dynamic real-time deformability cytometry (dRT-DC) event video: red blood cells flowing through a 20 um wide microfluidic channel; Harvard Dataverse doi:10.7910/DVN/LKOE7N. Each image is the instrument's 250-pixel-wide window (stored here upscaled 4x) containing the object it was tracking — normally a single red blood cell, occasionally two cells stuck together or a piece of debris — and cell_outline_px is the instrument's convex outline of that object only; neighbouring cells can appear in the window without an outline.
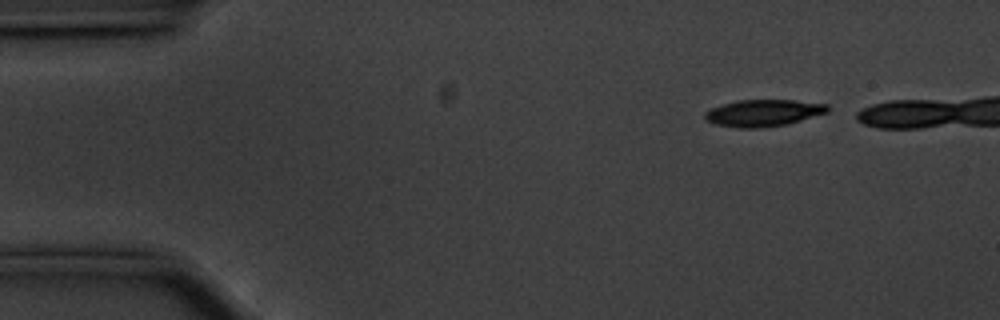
{"species": "common noctule bat (a hibernating species)", "species_latin": "Nyctalus noctula", "temperature_condition": "cold", "stored_images_in_passage": 42, "camera_frame_rate_fps": 3000, "um_per_image_px": 0.085, "animal": {"sex": "male", "body_mass_g": 20.1, "forearm_length_mm": 53.5}, "frame": {"image": 1, "passage_image": 3, "time_ms": 0.667, "image_size_px": [1000, 320], "cell_outline_px": [[828, 112], [788, 124], [760, 128], [736, 128], [716, 124], [708, 120], [704, 116], [704, 112], [712, 108], [736, 100], [792, 100], [828, 104]], "centroid_in_image_um": [64.89, 9.6], "position_along_channel_um": 20.1, "area_um2": 19.07}}
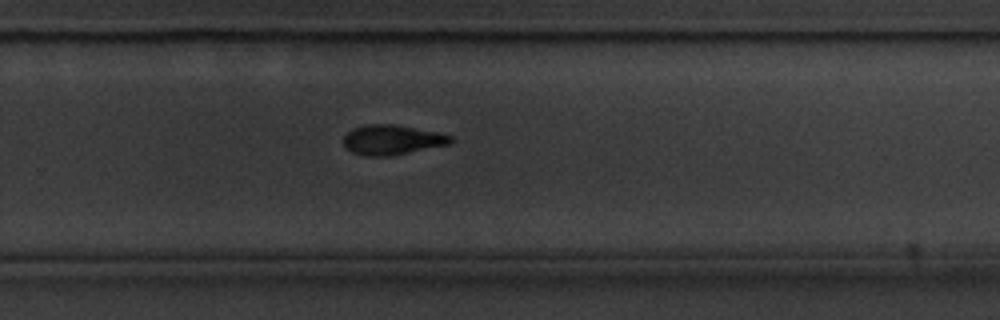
{"frame": {"image": 2, "passage_image": 33, "time_ms": 10.667, "image_size_px": [1000, 320], "cell_outline_px": [[456, 140], [452, 144], [388, 156], [364, 156], [352, 152], [344, 148], [344, 136], [352, 128], [364, 124], [392, 124], [436, 132], [452, 136]], "centroid_in_image_um": [33.32, 11.89], "position_along_channel_um": 296.5, "area_um2": 18.73}}
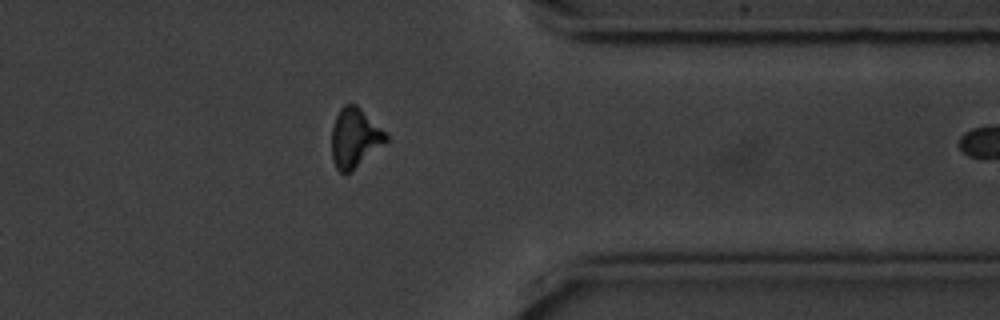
{"frame": {"image": 3, "passage_image": 41, "time_ms": 13.333, "image_size_px": [1000, 320], "cell_outline_px": [[388, 140], [348, 172], [340, 172], [336, 168], [332, 160], [332, 128], [336, 116], [340, 108], [344, 104], [356, 104], [388, 136]], "centroid_in_image_um": [30.11, 11.69], "position_along_channel_um": 381.3, "area_um2": 18.09}}